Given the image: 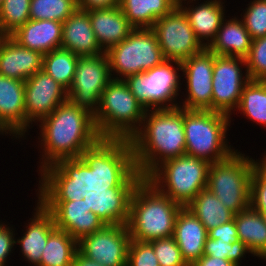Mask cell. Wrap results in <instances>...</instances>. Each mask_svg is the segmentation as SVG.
<instances>
[{
	"label": "cell",
	"mask_w": 266,
	"mask_h": 266,
	"mask_svg": "<svg viewBox=\"0 0 266 266\" xmlns=\"http://www.w3.org/2000/svg\"><path fill=\"white\" fill-rule=\"evenodd\" d=\"M120 173L116 162L96 172L42 174L37 198L52 213L56 228L78 242L118 214Z\"/></svg>",
	"instance_id": "1"
},
{
	"label": "cell",
	"mask_w": 266,
	"mask_h": 266,
	"mask_svg": "<svg viewBox=\"0 0 266 266\" xmlns=\"http://www.w3.org/2000/svg\"><path fill=\"white\" fill-rule=\"evenodd\" d=\"M38 123L40 175L96 172L116 163V153L99 135L94 116L69 100Z\"/></svg>",
	"instance_id": "2"
},
{
	"label": "cell",
	"mask_w": 266,
	"mask_h": 266,
	"mask_svg": "<svg viewBox=\"0 0 266 266\" xmlns=\"http://www.w3.org/2000/svg\"><path fill=\"white\" fill-rule=\"evenodd\" d=\"M183 108L146 110L140 130L116 154L120 170L146 178L162 162L183 156Z\"/></svg>",
	"instance_id": "3"
},
{
	"label": "cell",
	"mask_w": 266,
	"mask_h": 266,
	"mask_svg": "<svg viewBox=\"0 0 266 266\" xmlns=\"http://www.w3.org/2000/svg\"><path fill=\"white\" fill-rule=\"evenodd\" d=\"M117 191L118 213L125 220L131 239L149 242L174 235L182 205L161 193L146 178L122 171Z\"/></svg>",
	"instance_id": "4"
},
{
	"label": "cell",
	"mask_w": 266,
	"mask_h": 266,
	"mask_svg": "<svg viewBox=\"0 0 266 266\" xmlns=\"http://www.w3.org/2000/svg\"><path fill=\"white\" fill-rule=\"evenodd\" d=\"M145 111L124 80L112 79L101 95L94 122L101 138L117 154L140 130Z\"/></svg>",
	"instance_id": "5"
},
{
	"label": "cell",
	"mask_w": 266,
	"mask_h": 266,
	"mask_svg": "<svg viewBox=\"0 0 266 266\" xmlns=\"http://www.w3.org/2000/svg\"><path fill=\"white\" fill-rule=\"evenodd\" d=\"M231 119L228 115L210 110L183 109L185 154L210 164L228 158L236 151L228 144L226 135Z\"/></svg>",
	"instance_id": "6"
},
{
	"label": "cell",
	"mask_w": 266,
	"mask_h": 266,
	"mask_svg": "<svg viewBox=\"0 0 266 266\" xmlns=\"http://www.w3.org/2000/svg\"><path fill=\"white\" fill-rule=\"evenodd\" d=\"M261 160L255 161L237 149L228 158L210 164L207 189L234 214L247 209L252 171Z\"/></svg>",
	"instance_id": "7"
},
{
	"label": "cell",
	"mask_w": 266,
	"mask_h": 266,
	"mask_svg": "<svg viewBox=\"0 0 266 266\" xmlns=\"http://www.w3.org/2000/svg\"><path fill=\"white\" fill-rule=\"evenodd\" d=\"M209 166L206 160L184 154L162 162L146 179L161 193L186 207L207 188Z\"/></svg>",
	"instance_id": "8"
},
{
	"label": "cell",
	"mask_w": 266,
	"mask_h": 266,
	"mask_svg": "<svg viewBox=\"0 0 266 266\" xmlns=\"http://www.w3.org/2000/svg\"><path fill=\"white\" fill-rule=\"evenodd\" d=\"M105 53L112 79L117 80L142 74L165 61L156 34L151 28H135L127 38Z\"/></svg>",
	"instance_id": "9"
},
{
	"label": "cell",
	"mask_w": 266,
	"mask_h": 266,
	"mask_svg": "<svg viewBox=\"0 0 266 266\" xmlns=\"http://www.w3.org/2000/svg\"><path fill=\"white\" fill-rule=\"evenodd\" d=\"M180 71L181 62L165 60L161 65L128 76L124 81L145 110L170 109L180 104L176 99L182 87Z\"/></svg>",
	"instance_id": "10"
},
{
	"label": "cell",
	"mask_w": 266,
	"mask_h": 266,
	"mask_svg": "<svg viewBox=\"0 0 266 266\" xmlns=\"http://www.w3.org/2000/svg\"><path fill=\"white\" fill-rule=\"evenodd\" d=\"M111 80L106 53L79 56L73 81L67 90L68 100L95 116L101 95Z\"/></svg>",
	"instance_id": "11"
},
{
	"label": "cell",
	"mask_w": 266,
	"mask_h": 266,
	"mask_svg": "<svg viewBox=\"0 0 266 266\" xmlns=\"http://www.w3.org/2000/svg\"><path fill=\"white\" fill-rule=\"evenodd\" d=\"M131 236L127 224L118 213L102 229L78 241V251L104 266H127Z\"/></svg>",
	"instance_id": "12"
},
{
	"label": "cell",
	"mask_w": 266,
	"mask_h": 266,
	"mask_svg": "<svg viewBox=\"0 0 266 266\" xmlns=\"http://www.w3.org/2000/svg\"><path fill=\"white\" fill-rule=\"evenodd\" d=\"M151 29L156 34L165 60L182 62L205 49L178 6L157 19Z\"/></svg>",
	"instance_id": "13"
},
{
	"label": "cell",
	"mask_w": 266,
	"mask_h": 266,
	"mask_svg": "<svg viewBox=\"0 0 266 266\" xmlns=\"http://www.w3.org/2000/svg\"><path fill=\"white\" fill-rule=\"evenodd\" d=\"M242 65L245 59L214 54L212 79V111L232 115L241 100L244 86L250 80ZM242 69V70H241ZM244 74V75H243Z\"/></svg>",
	"instance_id": "14"
},
{
	"label": "cell",
	"mask_w": 266,
	"mask_h": 266,
	"mask_svg": "<svg viewBox=\"0 0 266 266\" xmlns=\"http://www.w3.org/2000/svg\"><path fill=\"white\" fill-rule=\"evenodd\" d=\"M214 53L205 48L201 53L181 62L186 79V98L179 107L186 110L212 111V79Z\"/></svg>",
	"instance_id": "15"
},
{
	"label": "cell",
	"mask_w": 266,
	"mask_h": 266,
	"mask_svg": "<svg viewBox=\"0 0 266 266\" xmlns=\"http://www.w3.org/2000/svg\"><path fill=\"white\" fill-rule=\"evenodd\" d=\"M26 132L68 100L67 90L45 71L40 70L25 81Z\"/></svg>",
	"instance_id": "16"
},
{
	"label": "cell",
	"mask_w": 266,
	"mask_h": 266,
	"mask_svg": "<svg viewBox=\"0 0 266 266\" xmlns=\"http://www.w3.org/2000/svg\"><path fill=\"white\" fill-rule=\"evenodd\" d=\"M25 81L0 75V134L26 137Z\"/></svg>",
	"instance_id": "17"
},
{
	"label": "cell",
	"mask_w": 266,
	"mask_h": 266,
	"mask_svg": "<svg viewBox=\"0 0 266 266\" xmlns=\"http://www.w3.org/2000/svg\"><path fill=\"white\" fill-rule=\"evenodd\" d=\"M43 54L19 45L10 36L0 37V75L26 81L42 70Z\"/></svg>",
	"instance_id": "18"
},
{
	"label": "cell",
	"mask_w": 266,
	"mask_h": 266,
	"mask_svg": "<svg viewBox=\"0 0 266 266\" xmlns=\"http://www.w3.org/2000/svg\"><path fill=\"white\" fill-rule=\"evenodd\" d=\"M193 1L196 2V0H188L187 2L183 0L177 3V6L184 12L197 39L207 48L214 40L223 19L226 17L224 2L204 0L195 6ZM190 3L193 4L189 5Z\"/></svg>",
	"instance_id": "19"
},
{
	"label": "cell",
	"mask_w": 266,
	"mask_h": 266,
	"mask_svg": "<svg viewBox=\"0 0 266 266\" xmlns=\"http://www.w3.org/2000/svg\"><path fill=\"white\" fill-rule=\"evenodd\" d=\"M34 210L23 236L16 239L15 243L20 246L24 260L31 266H38L48 237L56 226L52 213L39 199Z\"/></svg>",
	"instance_id": "20"
},
{
	"label": "cell",
	"mask_w": 266,
	"mask_h": 266,
	"mask_svg": "<svg viewBox=\"0 0 266 266\" xmlns=\"http://www.w3.org/2000/svg\"><path fill=\"white\" fill-rule=\"evenodd\" d=\"M61 48L70 50L78 56H95L105 53L96 40L87 11L77 8L62 23Z\"/></svg>",
	"instance_id": "21"
},
{
	"label": "cell",
	"mask_w": 266,
	"mask_h": 266,
	"mask_svg": "<svg viewBox=\"0 0 266 266\" xmlns=\"http://www.w3.org/2000/svg\"><path fill=\"white\" fill-rule=\"evenodd\" d=\"M87 12L96 40L104 52L122 42L135 29L119 6Z\"/></svg>",
	"instance_id": "22"
},
{
	"label": "cell",
	"mask_w": 266,
	"mask_h": 266,
	"mask_svg": "<svg viewBox=\"0 0 266 266\" xmlns=\"http://www.w3.org/2000/svg\"><path fill=\"white\" fill-rule=\"evenodd\" d=\"M185 262L190 266L203 256L208 230L186 207L179 211L173 235Z\"/></svg>",
	"instance_id": "23"
},
{
	"label": "cell",
	"mask_w": 266,
	"mask_h": 266,
	"mask_svg": "<svg viewBox=\"0 0 266 266\" xmlns=\"http://www.w3.org/2000/svg\"><path fill=\"white\" fill-rule=\"evenodd\" d=\"M10 37L19 45L45 55L61 48L62 22L30 19Z\"/></svg>",
	"instance_id": "24"
},
{
	"label": "cell",
	"mask_w": 266,
	"mask_h": 266,
	"mask_svg": "<svg viewBox=\"0 0 266 266\" xmlns=\"http://www.w3.org/2000/svg\"><path fill=\"white\" fill-rule=\"evenodd\" d=\"M252 38L242 19L224 18L214 40L207 49L219 56L245 59L251 48Z\"/></svg>",
	"instance_id": "25"
},
{
	"label": "cell",
	"mask_w": 266,
	"mask_h": 266,
	"mask_svg": "<svg viewBox=\"0 0 266 266\" xmlns=\"http://www.w3.org/2000/svg\"><path fill=\"white\" fill-rule=\"evenodd\" d=\"M238 239L241 240L253 256L266 260V222L261 213L252 207L234 215Z\"/></svg>",
	"instance_id": "26"
},
{
	"label": "cell",
	"mask_w": 266,
	"mask_h": 266,
	"mask_svg": "<svg viewBox=\"0 0 266 266\" xmlns=\"http://www.w3.org/2000/svg\"><path fill=\"white\" fill-rule=\"evenodd\" d=\"M177 6L175 0H120V9L134 28H152Z\"/></svg>",
	"instance_id": "27"
},
{
	"label": "cell",
	"mask_w": 266,
	"mask_h": 266,
	"mask_svg": "<svg viewBox=\"0 0 266 266\" xmlns=\"http://www.w3.org/2000/svg\"><path fill=\"white\" fill-rule=\"evenodd\" d=\"M209 231L234 219V213L207 188L201 190L186 206Z\"/></svg>",
	"instance_id": "28"
},
{
	"label": "cell",
	"mask_w": 266,
	"mask_h": 266,
	"mask_svg": "<svg viewBox=\"0 0 266 266\" xmlns=\"http://www.w3.org/2000/svg\"><path fill=\"white\" fill-rule=\"evenodd\" d=\"M78 242L66 231L55 228L49 235L38 266H72Z\"/></svg>",
	"instance_id": "29"
},
{
	"label": "cell",
	"mask_w": 266,
	"mask_h": 266,
	"mask_svg": "<svg viewBox=\"0 0 266 266\" xmlns=\"http://www.w3.org/2000/svg\"><path fill=\"white\" fill-rule=\"evenodd\" d=\"M236 111L266 127V80H249L246 83Z\"/></svg>",
	"instance_id": "30"
},
{
	"label": "cell",
	"mask_w": 266,
	"mask_h": 266,
	"mask_svg": "<svg viewBox=\"0 0 266 266\" xmlns=\"http://www.w3.org/2000/svg\"><path fill=\"white\" fill-rule=\"evenodd\" d=\"M78 59L79 56L70 50L58 48L43 55L42 70L68 90L75 75Z\"/></svg>",
	"instance_id": "31"
},
{
	"label": "cell",
	"mask_w": 266,
	"mask_h": 266,
	"mask_svg": "<svg viewBox=\"0 0 266 266\" xmlns=\"http://www.w3.org/2000/svg\"><path fill=\"white\" fill-rule=\"evenodd\" d=\"M31 0H2L0 4V36H10L30 20Z\"/></svg>",
	"instance_id": "32"
},
{
	"label": "cell",
	"mask_w": 266,
	"mask_h": 266,
	"mask_svg": "<svg viewBox=\"0 0 266 266\" xmlns=\"http://www.w3.org/2000/svg\"><path fill=\"white\" fill-rule=\"evenodd\" d=\"M77 8V0H31L30 19L63 23Z\"/></svg>",
	"instance_id": "33"
},
{
	"label": "cell",
	"mask_w": 266,
	"mask_h": 266,
	"mask_svg": "<svg viewBox=\"0 0 266 266\" xmlns=\"http://www.w3.org/2000/svg\"><path fill=\"white\" fill-rule=\"evenodd\" d=\"M248 253L253 255L241 240L230 243V241H223L220 238L212 239L209 237L206 239L203 249V255L227 259L237 266L241 265L242 258L245 259L244 256Z\"/></svg>",
	"instance_id": "34"
},
{
	"label": "cell",
	"mask_w": 266,
	"mask_h": 266,
	"mask_svg": "<svg viewBox=\"0 0 266 266\" xmlns=\"http://www.w3.org/2000/svg\"><path fill=\"white\" fill-rule=\"evenodd\" d=\"M248 7L241 14L245 28L252 40L266 35V0L250 1Z\"/></svg>",
	"instance_id": "35"
},
{
	"label": "cell",
	"mask_w": 266,
	"mask_h": 266,
	"mask_svg": "<svg viewBox=\"0 0 266 266\" xmlns=\"http://www.w3.org/2000/svg\"><path fill=\"white\" fill-rule=\"evenodd\" d=\"M245 62L250 80H266V35L252 40Z\"/></svg>",
	"instance_id": "36"
},
{
	"label": "cell",
	"mask_w": 266,
	"mask_h": 266,
	"mask_svg": "<svg viewBox=\"0 0 266 266\" xmlns=\"http://www.w3.org/2000/svg\"><path fill=\"white\" fill-rule=\"evenodd\" d=\"M250 207L266 211V153L252 171L250 183Z\"/></svg>",
	"instance_id": "37"
},
{
	"label": "cell",
	"mask_w": 266,
	"mask_h": 266,
	"mask_svg": "<svg viewBox=\"0 0 266 266\" xmlns=\"http://www.w3.org/2000/svg\"><path fill=\"white\" fill-rule=\"evenodd\" d=\"M160 266H189L182 257L174 237L149 241Z\"/></svg>",
	"instance_id": "38"
},
{
	"label": "cell",
	"mask_w": 266,
	"mask_h": 266,
	"mask_svg": "<svg viewBox=\"0 0 266 266\" xmlns=\"http://www.w3.org/2000/svg\"><path fill=\"white\" fill-rule=\"evenodd\" d=\"M127 266H160L149 242L131 239L128 248Z\"/></svg>",
	"instance_id": "39"
},
{
	"label": "cell",
	"mask_w": 266,
	"mask_h": 266,
	"mask_svg": "<svg viewBox=\"0 0 266 266\" xmlns=\"http://www.w3.org/2000/svg\"><path fill=\"white\" fill-rule=\"evenodd\" d=\"M6 225L4 222L0 221V266H7L6 261L10 253H13L15 246V230L12 227ZM8 226V227H7ZM14 230V231H13ZM12 249V250H11Z\"/></svg>",
	"instance_id": "40"
},
{
	"label": "cell",
	"mask_w": 266,
	"mask_h": 266,
	"mask_svg": "<svg viewBox=\"0 0 266 266\" xmlns=\"http://www.w3.org/2000/svg\"><path fill=\"white\" fill-rule=\"evenodd\" d=\"M208 237L212 239L220 238L223 241H230V243H234L239 240L234 219L228 223L221 224L216 228L209 230Z\"/></svg>",
	"instance_id": "41"
},
{
	"label": "cell",
	"mask_w": 266,
	"mask_h": 266,
	"mask_svg": "<svg viewBox=\"0 0 266 266\" xmlns=\"http://www.w3.org/2000/svg\"><path fill=\"white\" fill-rule=\"evenodd\" d=\"M120 5V0H77V7L83 11L107 9Z\"/></svg>",
	"instance_id": "42"
},
{
	"label": "cell",
	"mask_w": 266,
	"mask_h": 266,
	"mask_svg": "<svg viewBox=\"0 0 266 266\" xmlns=\"http://www.w3.org/2000/svg\"><path fill=\"white\" fill-rule=\"evenodd\" d=\"M190 266H237L232 261L203 255L199 260L192 263Z\"/></svg>",
	"instance_id": "43"
},
{
	"label": "cell",
	"mask_w": 266,
	"mask_h": 266,
	"mask_svg": "<svg viewBox=\"0 0 266 266\" xmlns=\"http://www.w3.org/2000/svg\"><path fill=\"white\" fill-rule=\"evenodd\" d=\"M72 266H104L95 260H91L82 255L78 250L74 254Z\"/></svg>",
	"instance_id": "44"
},
{
	"label": "cell",
	"mask_w": 266,
	"mask_h": 266,
	"mask_svg": "<svg viewBox=\"0 0 266 266\" xmlns=\"http://www.w3.org/2000/svg\"><path fill=\"white\" fill-rule=\"evenodd\" d=\"M258 213H261L265 222H266V211H257Z\"/></svg>",
	"instance_id": "45"
},
{
	"label": "cell",
	"mask_w": 266,
	"mask_h": 266,
	"mask_svg": "<svg viewBox=\"0 0 266 266\" xmlns=\"http://www.w3.org/2000/svg\"><path fill=\"white\" fill-rule=\"evenodd\" d=\"M177 3H179V2H181V1H183V0H175ZM185 1H187V0H185Z\"/></svg>",
	"instance_id": "46"
}]
</instances>
